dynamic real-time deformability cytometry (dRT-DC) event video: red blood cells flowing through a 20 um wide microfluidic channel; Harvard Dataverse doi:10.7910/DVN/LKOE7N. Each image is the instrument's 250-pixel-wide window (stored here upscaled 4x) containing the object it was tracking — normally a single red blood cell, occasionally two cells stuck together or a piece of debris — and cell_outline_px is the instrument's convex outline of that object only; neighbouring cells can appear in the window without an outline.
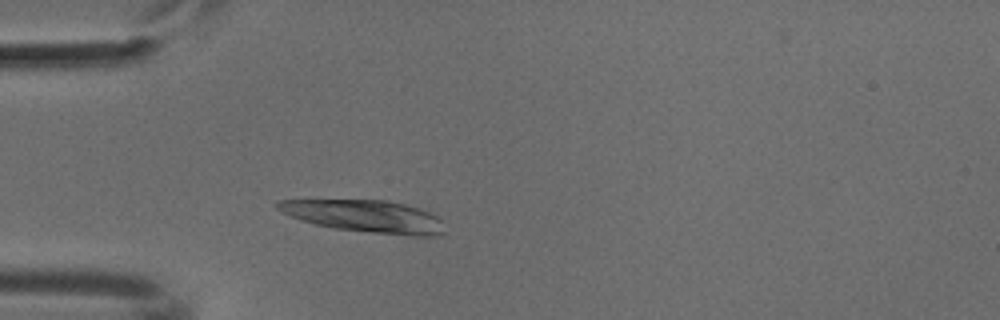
{"species": "common noctule bat (a hibernating species)", "species_latin": "Nyctalus noctula", "temperature_condition": "cold", "stored_images_in_passage": 40, "camera_frame_rate_fps": 3000, "um_per_image_px": 0.085, "animal": {"sex": "male", "body_mass_g": 18.8}, "frame": {"image": 1, "passage_image": 3, "time_ms": 0.667, "image_size_px": [1000, 320], "cell_outline_px": [[444, 232], [440, 236], [412, 236], [372, 232], [336, 228], [316, 224], [300, 220], [276, 208], [272, 204], [276, 200], [388, 200], [408, 204], [420, 208], [436, 216], [440, 220]], "centroid_in_image_um": [31.03, 18.37], "position_along_channel_um": 54.0, "area_um2": 31.27}}
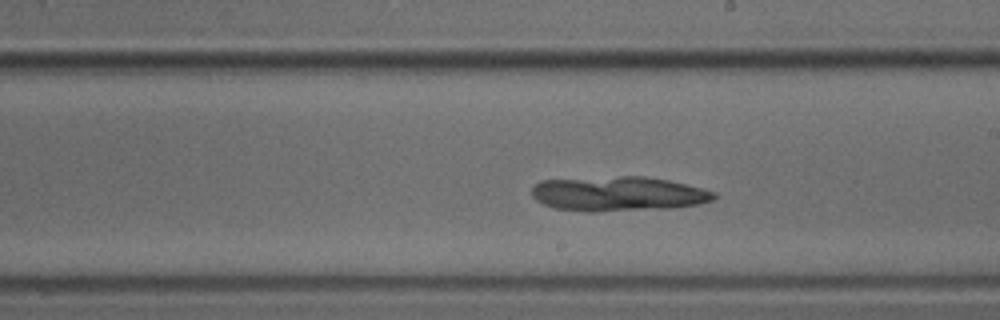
{"frame": {"image": 2, "passage_image": 18, "time_ms": 5.667, "image_size_px": [1000, 320], "cell_outline_px": [[716, 196], [712, 200], [696, 204], [668, 208], [596, 212], [588, 212], [556, 208], [544, 204], [536, 200], [532, 196], [532, 188], [540, 180], [620, 176], [644, 176], [668, 180], [716, 192]], "centroid_in_image_um": [52.51, 16.47], "position_along_channel_um": 236.5, "area_um2": 36.65}}
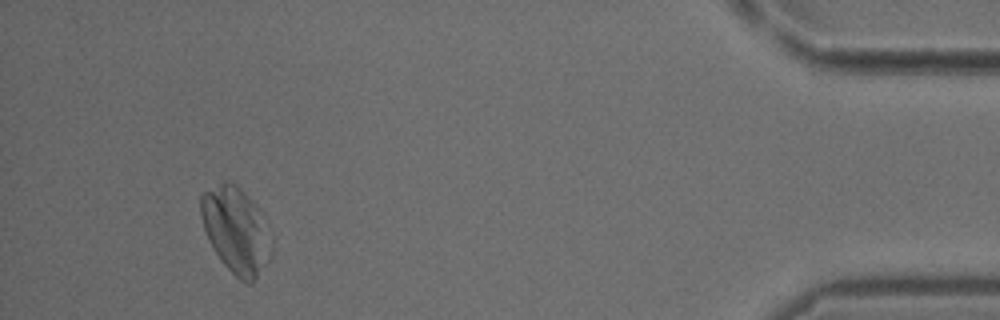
{"frame": {"image": 3, "passage_image": 37, "time_ms": 12.0, "image_size_px": [1000, 320], "cell_outline_px": [[272, 248], [268, 260], [252, 284], [248, 284], [240, 280], [220, 260], [212, 248], [208, 240], [200, 216], [200, 196], [204, 192], [224, 180], [236, 184], [244, 192], [256, 208], [272, 240]], "centroid_in_image_um": [20.01, 19.59], "position_along_channel_um": 415.2, "area_um2": 34.85}}